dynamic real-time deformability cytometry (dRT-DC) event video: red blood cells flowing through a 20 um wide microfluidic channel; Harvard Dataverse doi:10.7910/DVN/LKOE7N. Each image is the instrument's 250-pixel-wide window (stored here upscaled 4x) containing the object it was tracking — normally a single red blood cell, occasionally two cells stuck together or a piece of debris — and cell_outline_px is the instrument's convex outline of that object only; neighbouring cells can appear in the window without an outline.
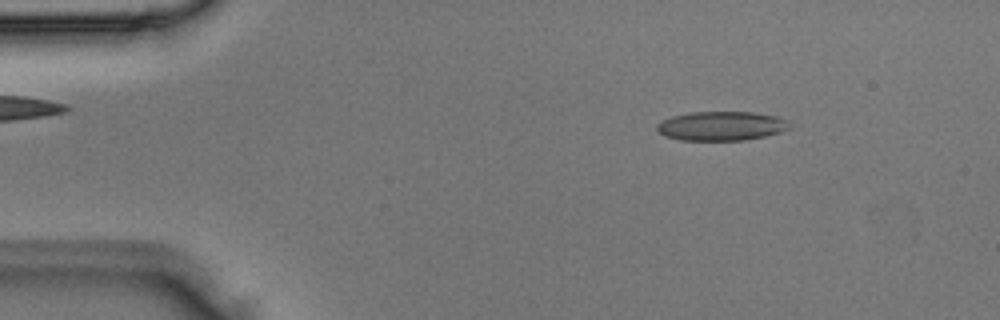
{"species": "Egyptian fruit bat (a non-hibernating species)", "species_latin": "Rousettus aegyptiacus", "temperature_condition": "room temperature", "stored_images_in_passage": 3, "camera_frame_rate_fps": 3000, "um_per_image_px": 0.085, "animal": {"sex": "male"}, "frame": {"image": 1, "passage_image": 2, "time_ms": 0.333, "image_size_px": [1000, 320], "cell_outline_px": [[792, 128], [780, 132], [764, 136], [744, 140], [680, 140], [664, 136], [656, 128], [656, 124], [672, 116], [692, 112], [752, 112], [776, 116], [792, 120]], "centroid_in_image_um": [61.38, 10.7], "position_along_channel_um": 23.6, "area_um2": 22.72}}